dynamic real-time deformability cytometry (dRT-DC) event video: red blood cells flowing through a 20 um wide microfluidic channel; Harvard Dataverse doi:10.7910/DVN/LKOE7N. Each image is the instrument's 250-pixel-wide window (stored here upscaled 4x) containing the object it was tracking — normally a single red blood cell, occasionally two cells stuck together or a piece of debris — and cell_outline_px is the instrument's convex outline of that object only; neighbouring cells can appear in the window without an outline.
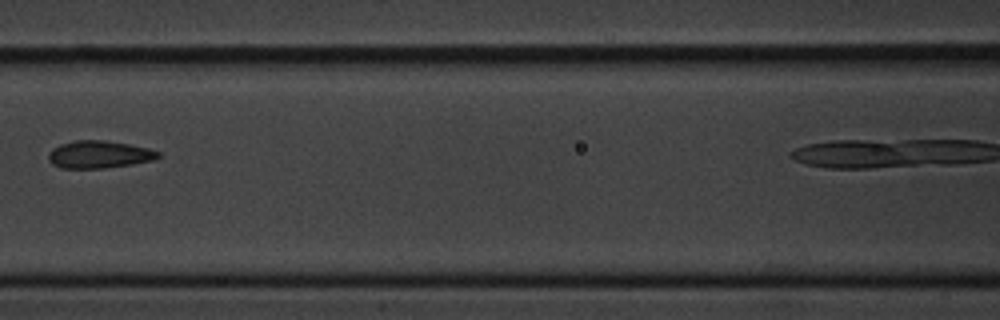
{"species": "common noctule bat (a hibernating species)", "species_latin": "Nyctalus noctula", "temperature_condition": "cold", "stored_images_in_passage": 5, "camera_frame_rate_fps": 3000, "um_per_image_px": 0.085, "animal": {"sex": "male", "body_mass_g": 20.1, "forearm_length_mm": 53.5}, "frame": {"image": 1, "passage_image": 3, "time_ms": 2.333, "image_size_px": [1000, 320], "cell_outline_px": [[160, 156], [152, 160], [132, 164], [104, 168], [60, 168], [52, 164], [48, 160], [48, 156], [52, 148], [60, 144], [76, 140], [104, 140], [128, 144], [148, 148], [160, 152]], "centroid_in_image_um": [8.39, 13.13], "position_along_channel_um": 158.2, "area_um2": 17.51}}
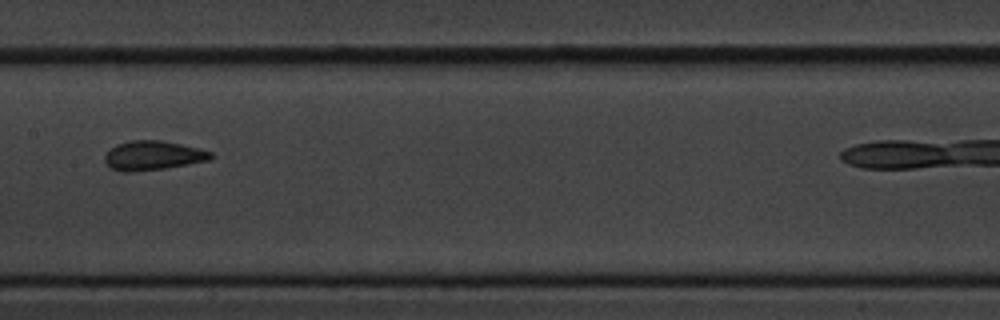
{"frame": {"image": 2, "passage_image": 4, "time_ms": 3.333, "image_size_px": [1000, 320], "cell_outline_px": [[212, 160], [164, 168], [132, 172], [124, 172], [112, 168], [104, 160], [104, 156], [116, 144], [132, 140], [160, 140], [180, 144], [212, 152]], "centroid_in_image_um": [13.0, 13.22], "position_along_channel_um": 194.4, "area_um2": 17.86}}